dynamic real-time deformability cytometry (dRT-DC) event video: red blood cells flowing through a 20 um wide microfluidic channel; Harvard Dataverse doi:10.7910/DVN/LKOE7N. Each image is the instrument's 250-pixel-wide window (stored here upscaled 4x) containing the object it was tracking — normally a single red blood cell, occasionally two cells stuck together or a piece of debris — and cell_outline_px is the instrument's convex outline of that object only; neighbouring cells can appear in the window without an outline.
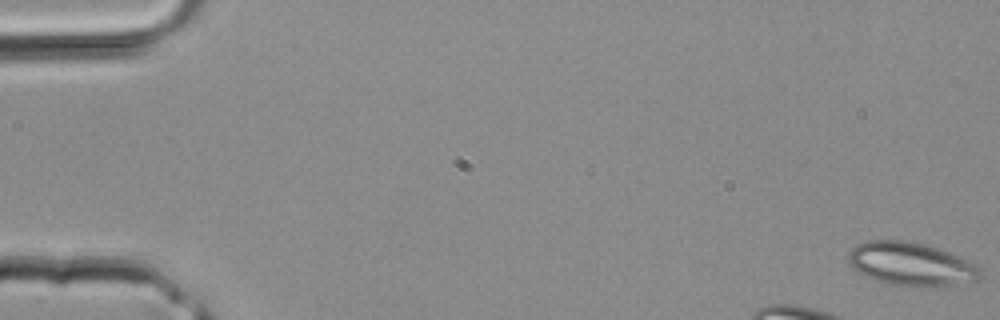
{"species": "common noctule bat (a hibernating species)", "species_latin": "Nyctalus noctula", "temperature_condition": "room temperature", "stored_images_in_passage": 4, "camera_frame_rate_fps": 3000, "um_per_image_px": 0.085, "animal": {"sex": "male", "body_mass_g": 20.4}, "frame": {"image": 1, "passage_image": 1, "time_ms": 0.0, "image_size_px": [1000, 320], "cell_outline_px": [[980, 280], [948, 288], [916, 288], [892, 284], [876, 280], [852, 268], [848, 260], [848, 252], [856, 244], [868, 240], [904, 240], [928, 244], [972, 260], [980, 268]], "centroid_in_image_um": [77.54, 22.47], "position_along_channel_um": 7.5, "area_um2": 34.51}}